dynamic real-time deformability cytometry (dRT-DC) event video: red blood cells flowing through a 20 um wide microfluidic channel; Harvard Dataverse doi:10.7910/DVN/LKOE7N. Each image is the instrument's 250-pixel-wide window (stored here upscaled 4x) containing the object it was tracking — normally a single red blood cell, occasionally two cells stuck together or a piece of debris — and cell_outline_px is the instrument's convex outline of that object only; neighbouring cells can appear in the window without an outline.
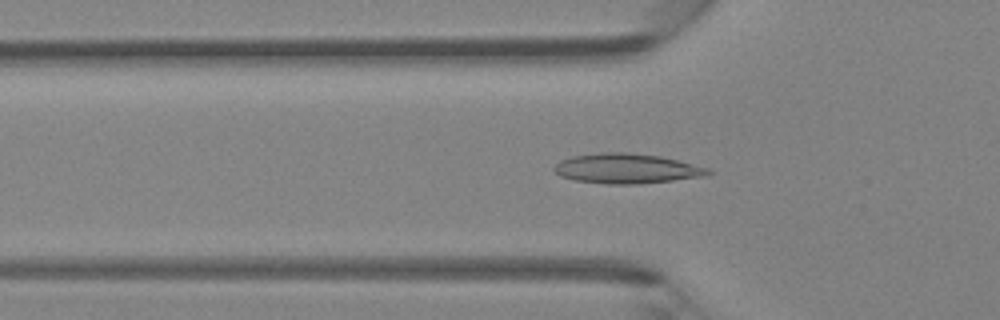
{"species": "Egyptian fruit bat (a non-hibernating species)", "species_latin": "Rousettus aegyptiacus", "temperature_condition": "room temperature", "stored_images_in_passage": 45, "camera_frame_rate_fps": 3000, "um_per_image_px": 0.085, "animal": {"sex": "female"}, "frame": {"image": 1, "passage_image": 15, "time_ms": 4.667, "image_size_px": [1000, 320], "cell_outline_px": [[712, 172], [708, 176], [636, 184], [608, 184], [576, 180], [560, 176], [552, 168], [560, 160], [572, 156], [600, 152], [628, 152], [660, 156], [708, 168]], "centroid_in_image_um": [53.25, 14.32], "position_along_channel_um": 72.6, "area_um2": 26.7}}
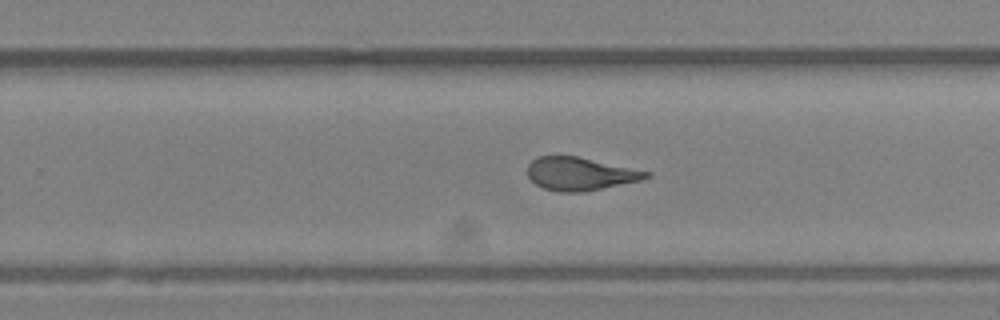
{"frame": {"image": 2, "passage_image": 29, "time_ms": 9.333, "image_size_px": [1000, 320], "cell_outline_px": [[652, 176], [640, 180], [584, 192], [560, 192], [544, 188], [536, 184], [528, 176], [528, 164], [536, 156], [576, 156], [652, 172]], "centroid_in_image_um": [49.31, 14.77], "position_along_channel_um": 280.5, "area_um2": 22.72}}
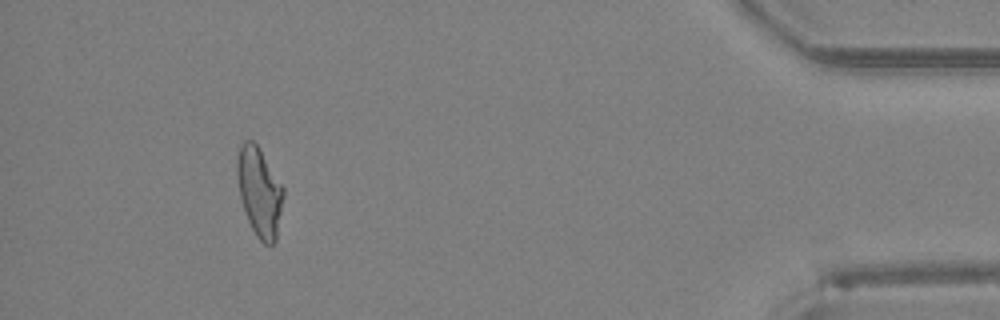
{"frame": {"image": 3, "passage_image": 42, "time_ms": 13.667, "image_size_px": [1000, 320], "cell_outline_px": [[284, 196], [276, 240], [272, 244], [264, 244], [256, 236], [248, 220], [240, 196], [236, 172], [236, 160], [240, 144], [244, 140], [252, 140], [256, 144], [284, 188]], "centroid_in_image_um": [22.04, 16.3], "position_along_channel_um": 413.2, "area_um2": 23.81}}